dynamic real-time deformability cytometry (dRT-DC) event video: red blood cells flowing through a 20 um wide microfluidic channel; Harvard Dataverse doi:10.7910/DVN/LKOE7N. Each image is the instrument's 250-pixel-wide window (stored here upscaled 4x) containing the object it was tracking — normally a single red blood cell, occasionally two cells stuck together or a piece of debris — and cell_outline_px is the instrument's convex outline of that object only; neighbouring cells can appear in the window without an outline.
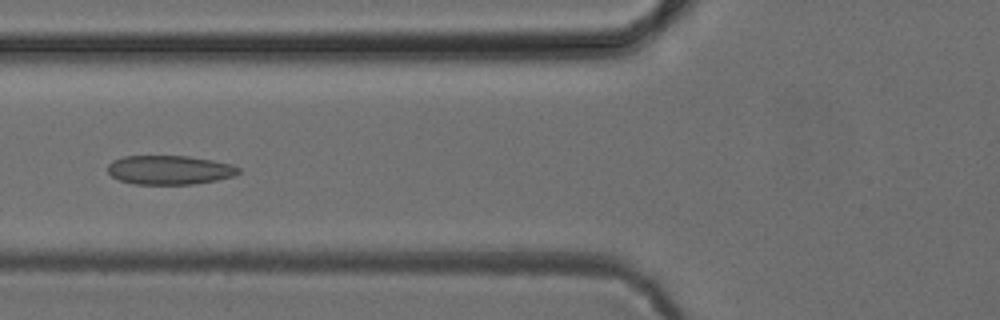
{"species": "common noctule bat (a hibernating species)", "species_latin": "Nyctalus noctula", "temperature_condition": "cold", "stored_images_in_passage": 5, "camera_frame_rate_fps": 3000, "um_per_image_px": 0.085, "animal": {"sex": "female", "body_mass_g": 24.6, "forearm_length_mm": 56.2}, "frame": {"image": 1, "passage_image": 5, "time_ms": 4.667, "image_size_px": [1000, 320], "cell_outline_px": [[240, 172], [236, 176], [216, 180], [192, 184], [136, 184], [120, 180], [112, 176], [108, 172], [108, 164], [112, 160], [124, 156], [188, 156], [212, 160], [232, 164], [240, 168]], "centroid_in_image_um": [14.43, 14.44], "position_along_channel_um": 111.4, "area_um2": 22.2}}